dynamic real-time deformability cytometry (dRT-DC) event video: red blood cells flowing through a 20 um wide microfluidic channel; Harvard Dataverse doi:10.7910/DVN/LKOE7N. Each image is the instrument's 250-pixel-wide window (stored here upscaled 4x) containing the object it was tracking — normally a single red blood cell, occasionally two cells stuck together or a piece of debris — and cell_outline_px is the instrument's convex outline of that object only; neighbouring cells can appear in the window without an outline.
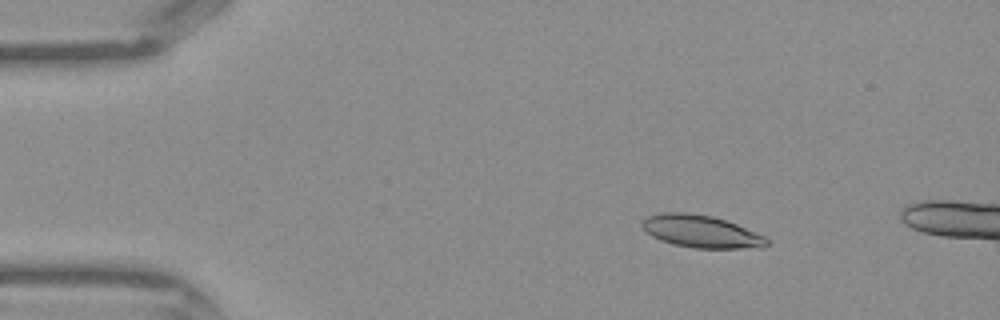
{"species": "Egyptian fruit bat (a non-hibernating species)", "species_latin": "Rousettus aegyptiacus", "temperature_condition": "warm", "stored_images_in_passage": 8, "camera_frame_rate_fps": 3000, "um_per_image_px": 0.085, "frame": {"image": 1, "passage_image": 4, "time_ms": 1.0, "image_size_px": [1000, 320], "cell_outline_px": [[768, 244], [764, 248], [692, 248], [660, 240], [652, 236], [640, 224], [648, 216], [664, 212], [688, 212], [712, 216], [736, 224], [768, 236]], "centroid_in_image_um": [59.66, 19.68], "position_along_channel_um": 25.3, "area_um2": 23.58}}